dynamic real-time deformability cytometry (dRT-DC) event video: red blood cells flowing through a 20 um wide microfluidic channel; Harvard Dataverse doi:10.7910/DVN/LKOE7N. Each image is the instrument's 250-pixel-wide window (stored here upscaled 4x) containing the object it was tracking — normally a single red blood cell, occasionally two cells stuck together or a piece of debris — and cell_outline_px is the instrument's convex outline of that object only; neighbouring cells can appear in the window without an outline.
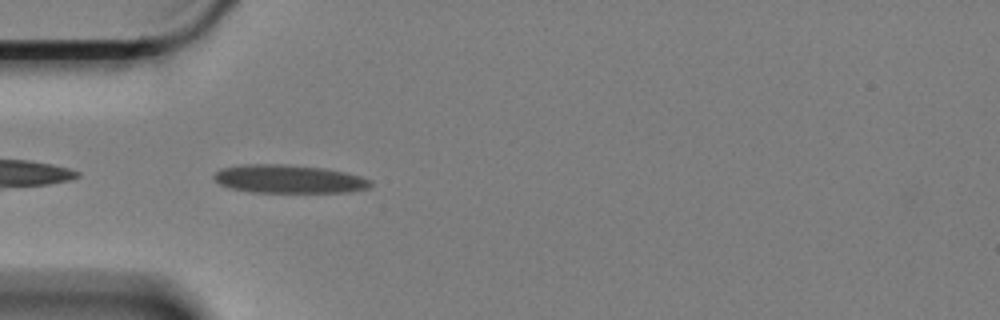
{"species": "Egyptian fruit bat (a non-hibernating species)", "species_latin": "Rousettus aegyptiacus", "temperature_condition": "cold", "stored_images_in_passage": 5, "camera_frame_rate_fps": 3000, "um_per_image_px": 0.085, "animal": {"sex": "female"}, "frame": {"image": 1, "passage_image": 4, "time_ms": 1.0, "image_size_px": [1000, 320], "cell_outline_px": [[372, 184], [368, 188], [348, 192], [248, 192], [232, 188], [220, 184], [212, 176], [220, 168], [244, 164], [284, 164], [324, 168], [344, 172], [360, 176], [372, 180]], "centroid_in_image_um": [24.54, 15.21], "position_along_channel_um": 60.5, "area_um2": 25.84}}
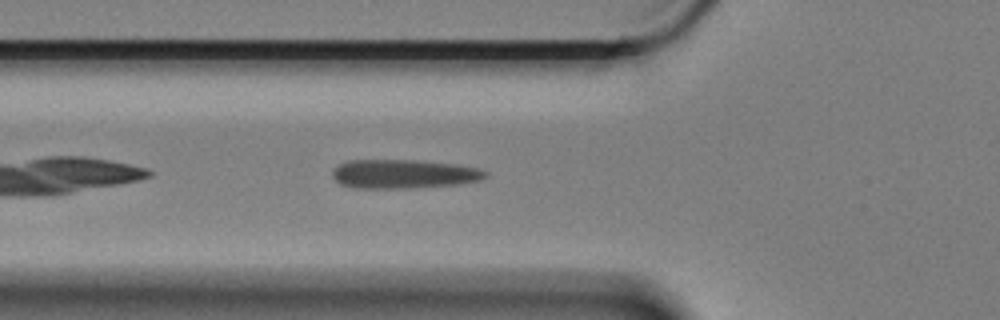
{"frame": {"image": 2, "passage_image": 5, "time_ms": 1.333, "image_size_px": [1000, 320], "cell_outline_px": [[488, 176], [480, 180], [460, 184], [408, 188], [352, 188], [340, 184], [332, 176], [332, 168], [348, 160], [412, 160], [452, 164], [476, 168], [488, 172]], "centroid_in_image_um": [34.26, 14.79], "position_along_channel_um": 91.5, "area_um2": 25.78}}